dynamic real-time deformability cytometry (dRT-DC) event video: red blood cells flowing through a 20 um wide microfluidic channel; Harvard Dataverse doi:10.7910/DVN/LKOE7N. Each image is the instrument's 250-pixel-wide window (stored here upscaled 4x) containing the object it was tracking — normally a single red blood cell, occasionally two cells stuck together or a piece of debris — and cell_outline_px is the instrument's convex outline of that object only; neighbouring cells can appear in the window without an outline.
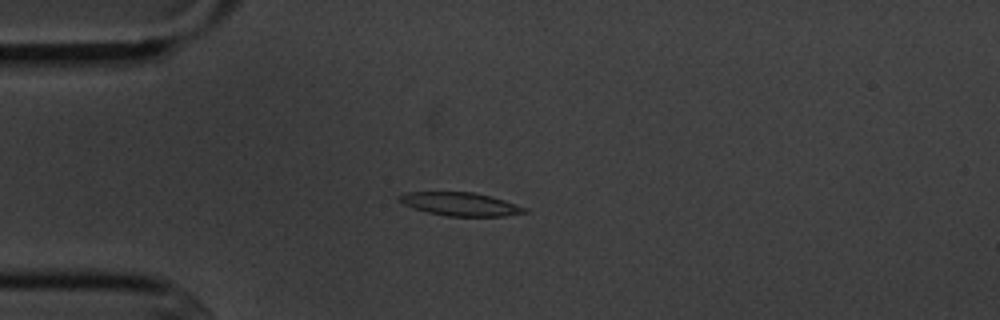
{"species": "common noctule bat (a hibernating species)", "species_latin": "Nyctalus noctula", "temperature_condition": "cold", "stored_images_in_passage": 8, "camera_frame_rate_fps": 3000, "um_per_image_px": 0.085, "animal": {"sex": "male", "body_mass_g": 20.1, "forearm_length_mm": 53.5}, "frame": {"image": 1, "passage_image": 3, "time_ms": 3.333, "image_size_px": [1000, 320], "cell_outline_px": [[528, 212], [504, 216], [448, 216], [428, 212], [412, 208], [404, 204], [396, 196], [404, 192], [472, 192], [504, 200], [528, 208]], "centroid_in_image_um": [39.12, 17.35], "position_along_channel_um": 45.9, "area_um2": 16.94}}
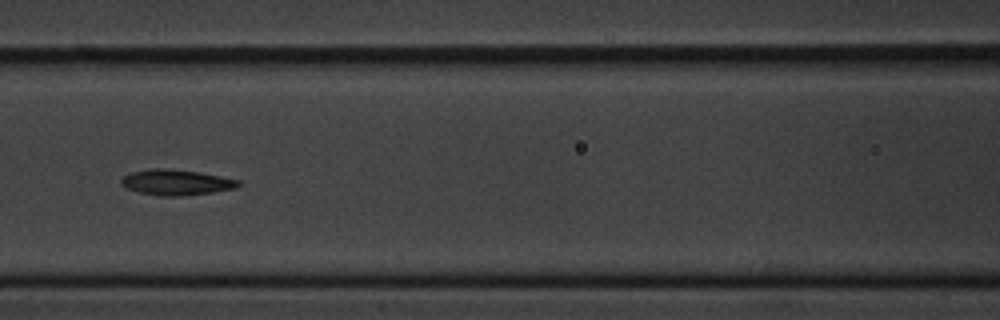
{"frame": {"image": 2, "passage_image": 6, "time_ms": 6.667, "image_size_px": [1000, 320], "cell_outline_px": [[240, 184], [236, 188], [212, 192], [180, 196], [164, 196], [140, 192], [124, 188], [120, 184], [120, 180], [124, 176], [132, 172], [152, 168], [160, 168], [196, 172], [220, 176], [240, 180]], "centroid_in_image_um": [14.95, 15.5], "position_along_channel_um": 151.6, "area_um2": 17.22}}
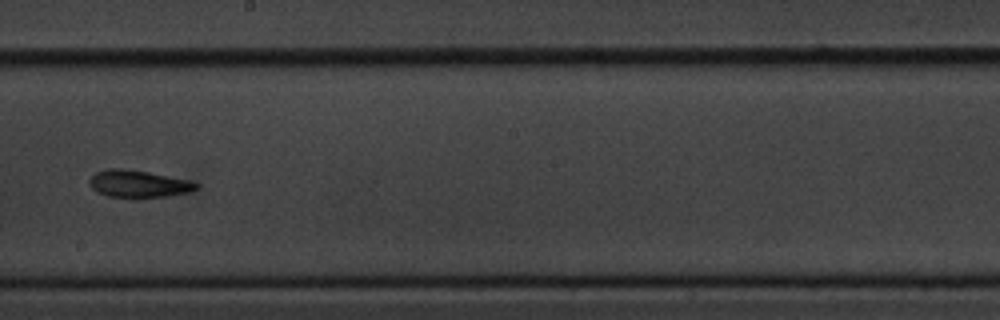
{"frame": {"image": 3, "passage_image": 8, "time_ms": 9.0, "image_size_px": [1000, 320], "cell_outline_px": [[200, 188], [188, 192], [168, 196], [136, 200], [108, 196], [96, 192], [88, 184], [88, 180], [96, 172], [108, 168], [120, 168], [148, 172], [192, 180], [200, 184]], "centroid_in_image_um": [11.79, 15.66], "position_along_channel_um": 236.4, "area_um2": 17.69}}